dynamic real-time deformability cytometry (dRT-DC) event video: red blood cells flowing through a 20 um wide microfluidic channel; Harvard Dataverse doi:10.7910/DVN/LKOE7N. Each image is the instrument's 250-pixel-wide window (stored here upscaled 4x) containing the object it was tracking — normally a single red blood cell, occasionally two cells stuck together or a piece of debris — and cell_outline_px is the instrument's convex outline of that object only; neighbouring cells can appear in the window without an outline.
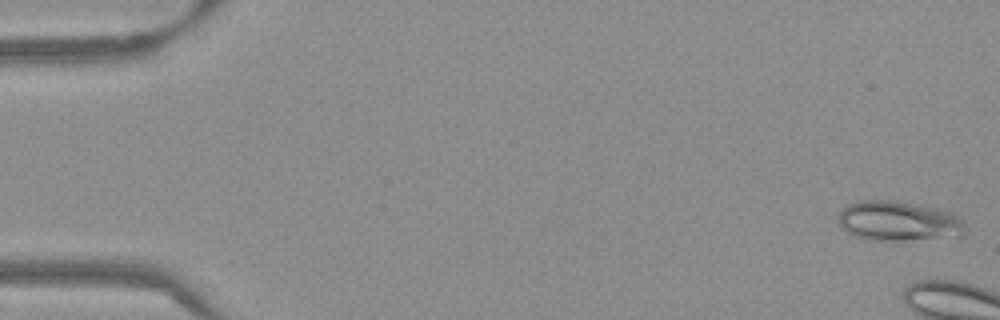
{"species": "Egyptian fruit bat (a non-hibernating species)", "species_latin": "Rousettus aegyptiacus", "temperature_condition": "warm", "stored_images_in_passage": 6, "camera_frame_rate_fps": 3000, "um_per_image_px": 0.085, "frame": {"image": 1, "passage_image": 1, "time_ms": 0.0, "image_size_px": [1000, 320], "cell_outline_px": [[964, 236], [904, 240], [864, 240], [848, 232], [840, 224], [840, 212], [848, 204], [856, 200], [892, 200], [936, 208], [948, 212], [956, 216], [964, 224]], "centroid_in_image_um": [76.36, 18.79], "position_along_channel_um": 8.6, "area_um2": 29.13}}